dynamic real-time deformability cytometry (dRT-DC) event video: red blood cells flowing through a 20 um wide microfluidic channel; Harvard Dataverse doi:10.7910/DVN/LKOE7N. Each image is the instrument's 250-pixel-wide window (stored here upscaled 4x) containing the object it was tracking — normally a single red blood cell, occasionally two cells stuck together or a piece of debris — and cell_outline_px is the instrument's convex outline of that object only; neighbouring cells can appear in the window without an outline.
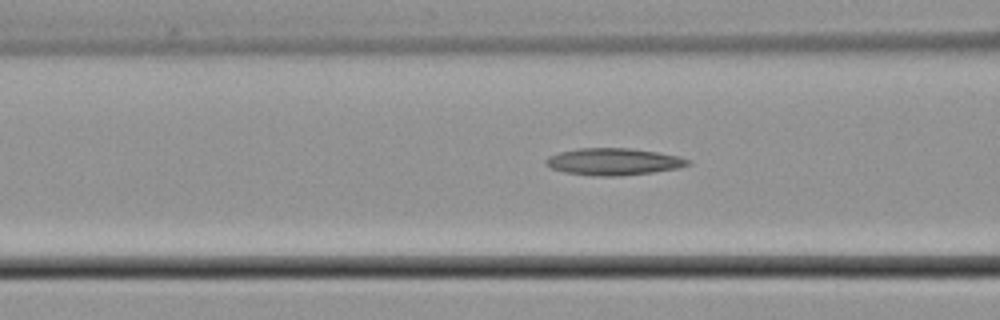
{"species": "common noctule bat (a hibernating species)", "species_latin": "Nyctalus noctula", "temperature_condition": "cold", "stored_images_in_passage": 31, "camera_frame_rate_fps": 3000, "um_per_image_px": 0.085, "animal": {"sex": "male", "body_mass_g": 21.5, "forearm_length_mm": 52.0}, "frame": {"image": 1, "passage_image": 10, "time_ms": 3.0, "image_size_px": [1000, 320], "cell_outline_px": [[692, 164], [676, 168], [652, 172], [620, 176], [592, 176], [564, 172], [552, 168], [544, 164], [544, 160], [548, 156], [560, 152], [580, 148], [628, 148], [656, 152], [680, 156], [692, 160]], "centroid_in_image_um": [52.14, 13.74], "position_along_channel_um": 114.5, "area_um2": 22.37}}
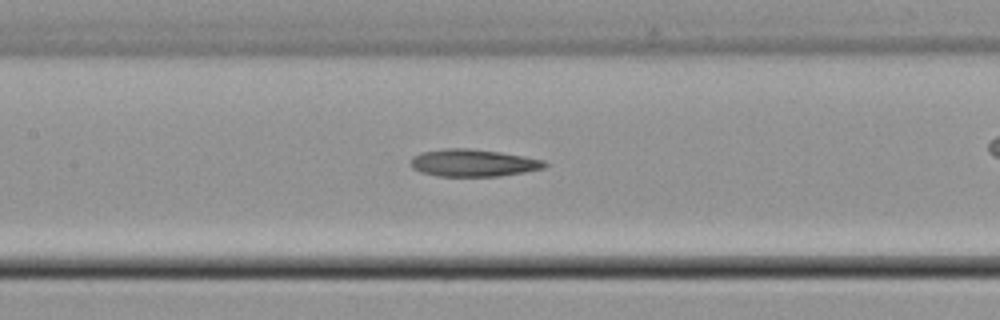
{"frame": {"image": 2, "passage_image": 14, "time_ms": 4.333, "image_size_px": [1000, 320], "cell_outline_px": [[548, 164], [544, 168], [524, 172], [500, 176], [436, 176], [420, 172], [412, 168], [412, 156], [420, 152], [444, 148], [468, 148], [500, 152], [524, 156], [544, 160]], "centroid_in_image_um": [40.21, 13.84], "position_along_channel_um": 167.2, "area_um2": 21.39}}
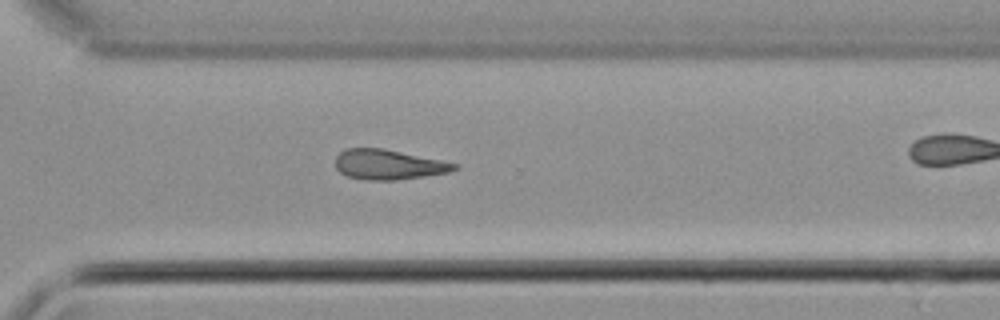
{"frame": {"image": 3, "passage_image": 27, "time_ms": 8.667, "image_size_px": [1000, 320], "cell_outline_px": [[460, 168], [448, 172], [424, 176], [396, 180], [364, 180], [348, 176], [340, 172], [336, 168], [336, 156], [340, 152], [348, 148], [380, 148], [460, 164]], "centroid_in_image_um": [33.02, 14.0], "position_along_channel_um": 337.6, "area_um2": 20.58}}